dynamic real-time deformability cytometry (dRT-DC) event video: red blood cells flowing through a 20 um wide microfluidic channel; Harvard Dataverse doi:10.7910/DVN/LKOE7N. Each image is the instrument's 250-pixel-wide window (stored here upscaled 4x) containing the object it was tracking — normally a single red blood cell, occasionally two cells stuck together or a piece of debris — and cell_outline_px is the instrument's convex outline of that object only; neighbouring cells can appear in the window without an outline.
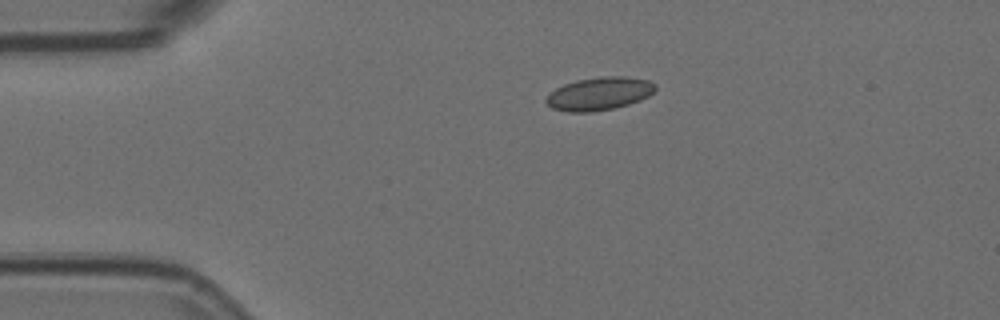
{"species": "Egyptian fruit bat (a non-hibernating species)", "species_latin": "Rousettus aegyptiacus", "temperature_condition": "room temperature", "stored_images_in_passage": 2, "camera_frame_rate_fps": 3000, "um_per_image_px": 0.085, "animal": {"sex": "female"}, "frame": {"image": 1, "passage_image": 1, "time_ms": 0.0, "image_size_px": [1000, 320], "cell_outline_px": [[656, 88], [648, 96], [640, 100], [628, 104], [612, 108], [592, 112], [568, 112], [552, 108], [544, 100], [556, 88], [564, 84], [576, 80], [600, 76], [624, 76], [648, 80], [656, 84]], "centroid_in_image_um": [50.93, 7.95], "position_along_channel_um": 34.1, "area_um2": 20.92}}